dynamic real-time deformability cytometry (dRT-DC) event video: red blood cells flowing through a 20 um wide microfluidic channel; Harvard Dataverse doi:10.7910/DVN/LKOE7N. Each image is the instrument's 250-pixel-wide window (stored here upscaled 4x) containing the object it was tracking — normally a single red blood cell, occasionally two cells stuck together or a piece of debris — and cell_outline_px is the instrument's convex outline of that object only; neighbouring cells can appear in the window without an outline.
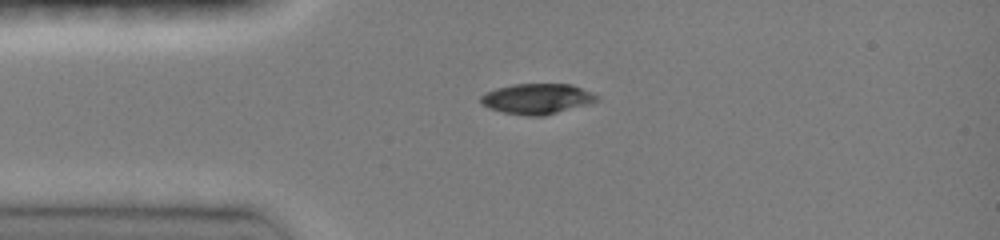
{"species": "common noctule bat (a hibernating species)", "species_latin": "Nyctalus noctula", "temperature_condition": "room temperature", "stored_images_in_passage": 37, "camera_frame_rate_fps": 3000, "um_per_image_px": 0.085, "animal": {"sex": "female", "body_mass_g": 19.0, "forearm_length_mm": 51.5}, "frame": {"image": 1, "passage_image": 1, "time_ms": 0.0, "image_size_px": [1000, 240], "cell_outline_px": [[596, 100], [584, 104], [544, 116], [528, 116], [504, 112], [488, 108], [480, 100], [480, 96], [484, 92], [496, 88], [512, 84], [572, 84], [592, 92], [596, 96]], "centroid_in_image_um": [45.57, 8.38], "position_along_channel_um": 39.4, "area_um2": 20.23}}
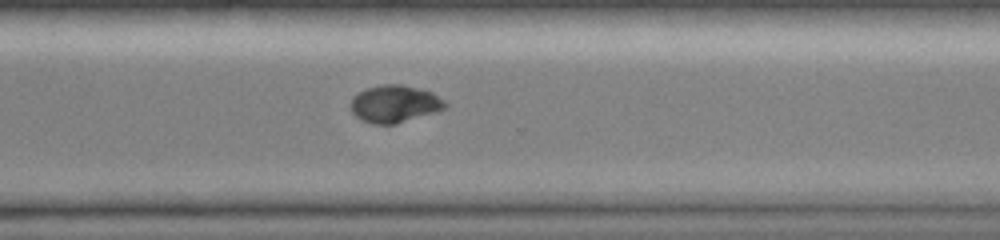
{"frame": {"image": 2, "passage_image": 24, "time_ms": 7.667, "image_size_px": [1000, 240], "cell_outline_px": [[448, 104], [444, 108], [396, 124], [372, 124], [360, 120], [352, 112], [352, 96], [368, 88], [380, 84], [400, 84], [432, 92], [444, 100]], "centroid_in_image_um": [33.51, 8.83], "position_along_channel_um": 337.1, "area_um2": 20.23}}
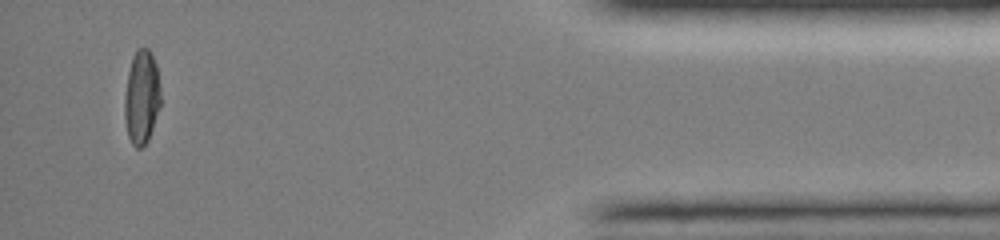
{"frame": {"image": 3, "passage_image": 34, "time_ms": 11.0, "image_size_px": [1000, 240], "cell_outline_px": [[160, 108], [148, 140], [140, 148], [136, 148], [132, 144], [128, 136], [124, 116], [124, 96], [128, 72], [132, 56], [136, 48], [148, 48], [152, 52], [156, 64], [160, 92]], "centroid_in_image_um": [12.03, 8.24], "position_along_channel_um": 423.2, "area_um2": 19.94}, "authors_computed_cell_mechanics": {"area_um2": 21.5016, "velocity_mm_per_s": 4.1283, "shape_relaxation_time_tau1_ms": 10.1295, "shape_relaxation_time_tau2_ms": 2.9985, "deformation_change_tau1": 0.2913, "deformation_change_tau2": 0.0324}}